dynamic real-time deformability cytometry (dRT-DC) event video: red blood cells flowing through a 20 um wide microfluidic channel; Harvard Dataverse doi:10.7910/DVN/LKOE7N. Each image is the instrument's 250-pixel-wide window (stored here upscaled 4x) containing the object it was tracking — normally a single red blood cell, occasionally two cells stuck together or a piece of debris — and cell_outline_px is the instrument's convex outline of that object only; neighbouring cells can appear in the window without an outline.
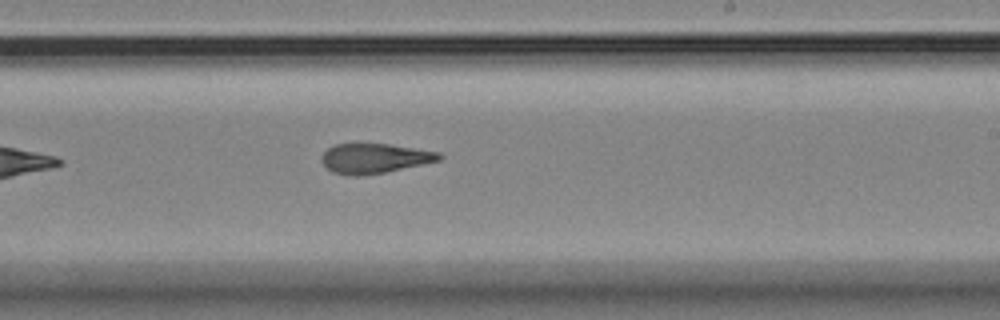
{"species": "Egyptian fruit bat (a non-hibernating species)", "species_latin": "Rousettus aegyptiacus", "temperature_condition": "room temperature", "stored_images_in_passage": 8, "camera_frame_rate_fps": 3000, "um_per_image_px": 0.085, "animal": {"sex": "female"}, "frame": {"image": 1, "passage_image": 8, "time_ms": 9.0, "image_size_px": [1000, 320], "cell_outline_px": [[444, 156], [440, 160], [384, 172], [360, 176], [352, 176], [332, 172], [320, 160], [320, 156], [328, 148], [336, 144], [388, 144], [440, 152]], "centroid_in_image_um": [31.81, 13.46], "position_along_channel_um": 257.2, "area_um2": 20.23}}